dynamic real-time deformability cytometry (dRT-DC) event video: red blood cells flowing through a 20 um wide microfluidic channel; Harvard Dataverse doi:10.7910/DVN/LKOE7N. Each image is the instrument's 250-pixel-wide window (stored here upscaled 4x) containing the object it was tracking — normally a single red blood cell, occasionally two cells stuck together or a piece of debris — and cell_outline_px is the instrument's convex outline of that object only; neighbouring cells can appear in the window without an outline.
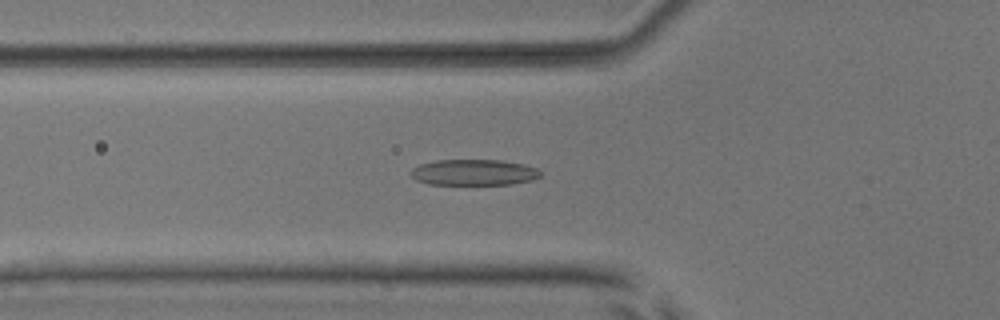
{"species": "common noctule bat (a hibernating species)", "species_latin": "Nyctalus noctula", "temperature_condition": "room temperature", "stored_images_in_passage": 52, "camera_frame_rate_fps": 3000, "um_per_image_px": 0.085, "animal": {"sex": "male", "body_mass_g": 17.9, "forearm_length_mm": 54.2}, "frame": {"image": 1, "passage_image": 18, "time_ms": 5.667, "image_size_px": [1000, 320], "cell_outline_px": [[540, 176], [532, 180], [512, 184], [428, 184], [416, 180], [408, 172], [412, 168], [420, 164], [436, 160], [504, 160], [524, 164], [536, 168], [540, 172]], "centroid_in_image_um": [40.25, 14.64], "position_along_channel_um": 85.5, "area_um2": 19.65}}
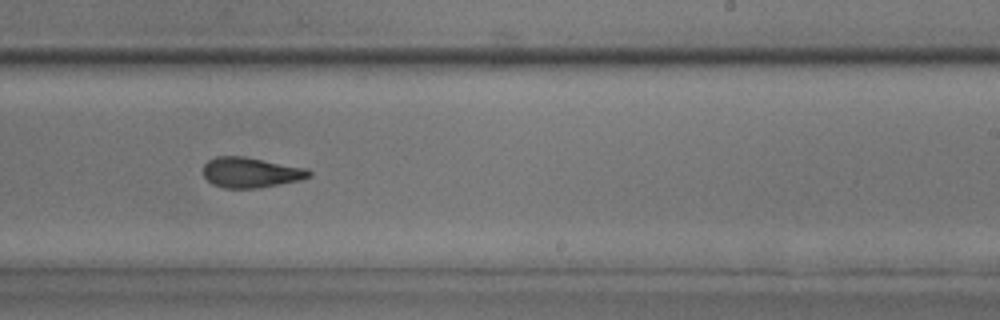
{"frame": {"image": 2, "passage_image": 32, "time_ms": 10.333, "image_size_px": [1000, 320], "cell_outline_px": [[312, 176], [300, 180], [260, 188], [224, 188], [212, 184], [204, 176], [204, 164], [208, 160], [216, 156], [244, 156], [308, 168], [312, 172]], "centroid_in_image_um": [21.34, 14.66], "position_along_channel_um": 267.7, "area_um2": 18.84}}
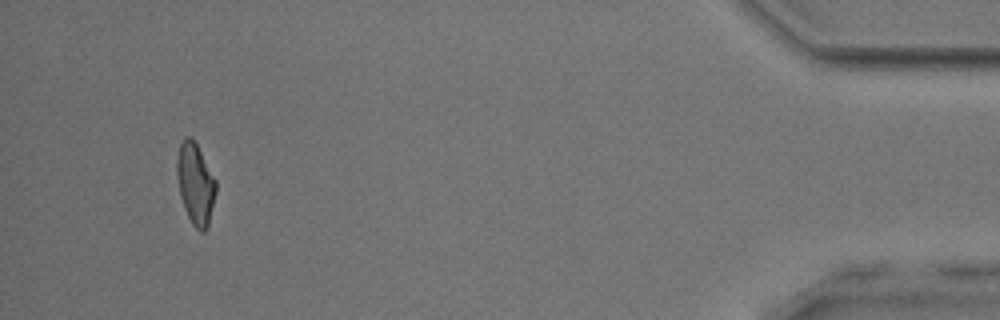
{"frame": {"image": 3, "passage_image": 49, "time_ms": 16.0, "image_size_px": [1000, 320], "cell_outline_px": [[216, 192], [208, 228], [204, 232], [200, 232], [192, 224], [184, 208], [180, 196], [176, 176], [176, 160], [180, 144], [184, 136], [192, 136], [216, 180]], "centroid_in_image_um": [16.6, 15.62], "position_along_channel_um": 418.6, "area_um2": 18.67}, "authors_computed_cell_mechanics": {"area_um2": 19.363, "velocity_mm_per_s": 3.9108, "shape_relaxation_time_tau1_ms": 4.0985, "shape_relaxation_time_tau2_ms": 2.6994, "deformation_change_tau1": 0.1533, "deformation_change_tau2": 0.1116}}